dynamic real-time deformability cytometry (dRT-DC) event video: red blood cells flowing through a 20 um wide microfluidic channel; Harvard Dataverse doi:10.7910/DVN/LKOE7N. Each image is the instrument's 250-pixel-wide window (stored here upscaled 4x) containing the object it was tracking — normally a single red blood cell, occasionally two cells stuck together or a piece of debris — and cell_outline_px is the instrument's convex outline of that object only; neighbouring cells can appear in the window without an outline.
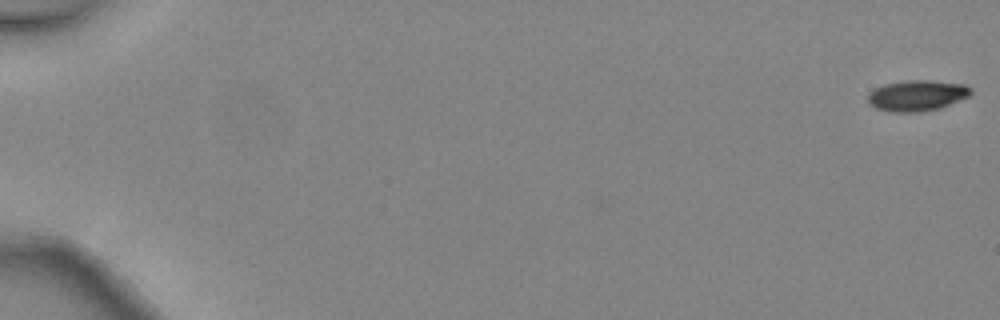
{"species": "common noctule bat (a hibernating species)", "species_latin": "Nyctalus noctula", "temperature_condition": "warm", "stored_images_in_passage": 2, "camera_frame_rate_fps": 3000, "um_per_image_px": 0.085, "animal": {"sex": "female", "body_mass_g": 24.6, "forearm_length_mm": 56.2}, "frame": {"image": 1, "passage_image": 2, "time_ms": 0.333, "image_size_px": [1000, 320], "cell_outline_px": [[972, 92], [968, 96], [960, 100], [940, 108], [920, 112], [888, 112], [876, 108], [868, 104], [868, 92], [884, 84], [908, 80], [928, 80], [964, 84], [972, 88]], "centroid_in_image_um": [77.92, 8.13], "position_along_channel_um": 7.1, "area_um2": 18.61}}